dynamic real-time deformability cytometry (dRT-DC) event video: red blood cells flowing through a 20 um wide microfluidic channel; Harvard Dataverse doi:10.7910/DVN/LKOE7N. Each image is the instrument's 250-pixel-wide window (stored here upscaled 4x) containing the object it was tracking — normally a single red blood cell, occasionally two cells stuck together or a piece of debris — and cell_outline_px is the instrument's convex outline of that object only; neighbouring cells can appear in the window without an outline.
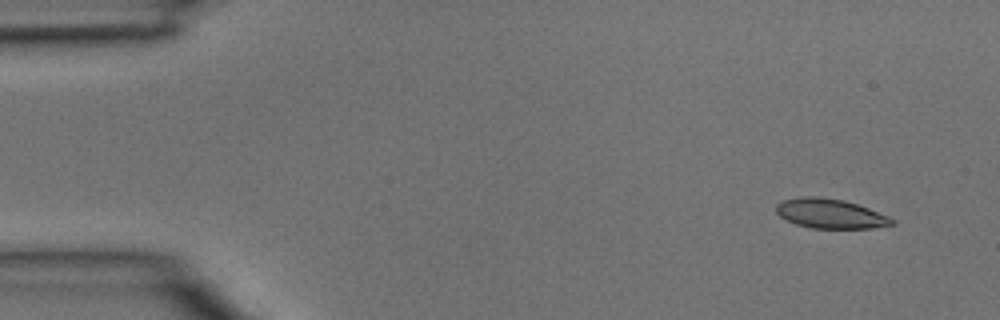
{"species": "common noctule bat (a hibernating species)", "species_latin": "Nyctalus noctula", "temperature_condition": "room temperature", "stored_images_in_passage": 38, "camera_frame_rate_fps": 3000, "um_per_image_px": 0.085, "animal": {"sex": "male", "body_mass_g": 15.6}, "frame": {"image": 1, "passage_image": 1, "time_ms": 0.0, "image_size_px": [1000, 320], "cell_outline_px": [[896, 220], [892, 224], [872, 228], [812, 228], [796, 224], [780, 216], [776, 212], [776, 204], [784, 200], [800, 196], [820, 196], [844, 200], [868, 208], [888, 216]], "centroid_in_image_um": [70.56, 18.15], "position_along_channel_um": 14.4, "area_um2": 19.83}}
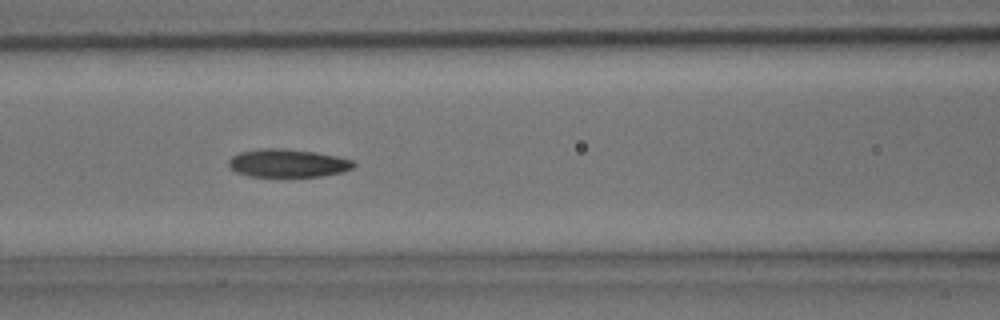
{"frame": {"image": 2, "passage_image": 15, "time_ms": 4.667, "image_size_px": [1000, 320], "cell_outline_px": [[356, 164], [352, 168], [344, 172], [320, 176], [248, 176], [236, 172], [228, 168], [228, 160], [232, 156], [240, 152], [260, 148], [288, 148], [336, 156], [352, 160]], "centroid_in_image_um": [24.42, 13.86], "position_along_channel_um": 142.2, "area_um2": 20.52}}
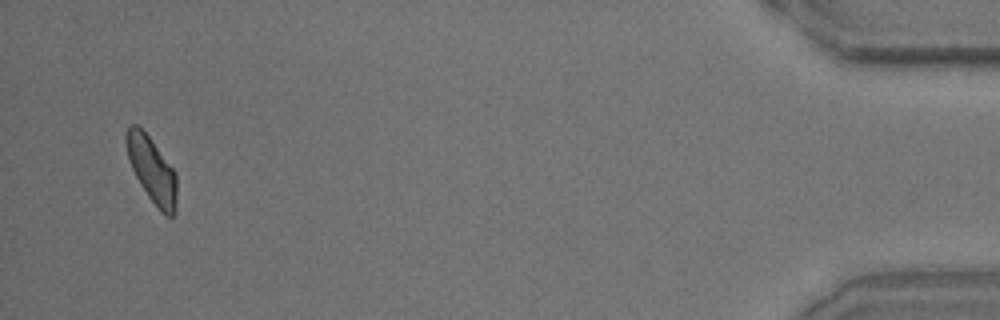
{"frame": {"image": 3, "passage_image": 37, "time_ms": 12.0, "image_size_px": [1000, 320], "cell_outline_px": [[176, 212], [172, 216], [164, 216], [160, 212], [148, 196], [140, 184], [132, 168], [128, 156], [124, 140], [124, 136], [128, 128], [132, 124], [136, 124], [148, 136], [176, 172]], "centroid_in_image_um": [12.91, 14.47], "position_along_channel_um": 422.3, "area_um2": 19.19}}